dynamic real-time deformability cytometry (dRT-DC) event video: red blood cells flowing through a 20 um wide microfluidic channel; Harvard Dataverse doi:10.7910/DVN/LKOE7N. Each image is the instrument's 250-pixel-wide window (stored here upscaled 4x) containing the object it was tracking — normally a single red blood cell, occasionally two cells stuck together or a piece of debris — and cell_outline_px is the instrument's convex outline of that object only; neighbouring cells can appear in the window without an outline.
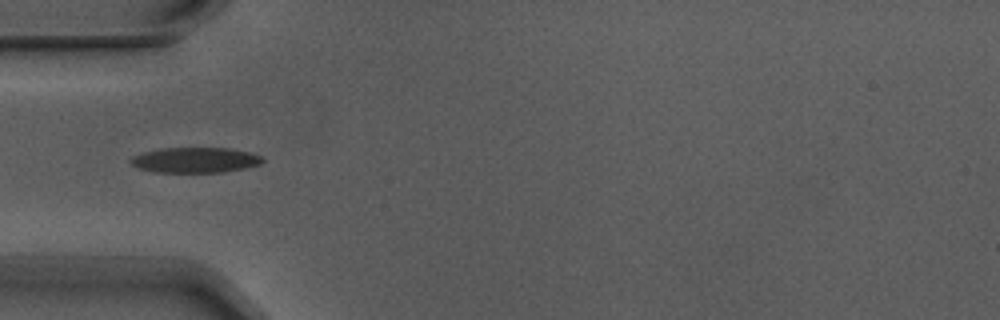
{"species": "Egyptian fruit bat (a non-hibernating species)", "species_latin": "Rousettus aegyptiacus", "temperature_condition": "warm", "stored_images_in_passage": 9, "camera_frame_rate_fps": 3000, "um_per_image_px": 0.085, "animal": {"sex": "male"}, "frame": {"image": 1, "passage_image": 4, "time_ms": 1.0, "image_size_px": [1000, 320], "cell_outline_px": [[264, 160], [260, 164], [244, 168], [224, 172], [152, 172], [140, 168], [132, 164], [128, 160], [132, 156], [144, 152], [160, 148], [232, 148], [248, 152], [260, 156]], "centroid_in_image_um": [16.57, 13.6], "position_along_channel_um": 68.4, "area_um2": 19.42}}
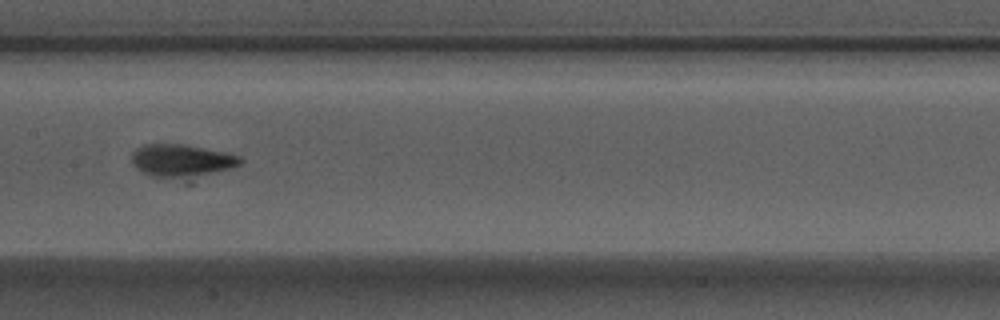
{"frame": {"image": 2, "passage_image": 7, "time_ms": 2.0, "image_size_px": [1000, 320], "cell_outline_px": [[244, 160], [240, 164], [188, 184], [152, 176], [136, 168], [132, 164], [132, 152], [136, 148], [144, 144], [184, 144], [224, 152], [240, 156]], "centroid_in_image_um": [15.46, 13.74], "position_along_channel_um": 191.9, "area_um2": 22.02}}
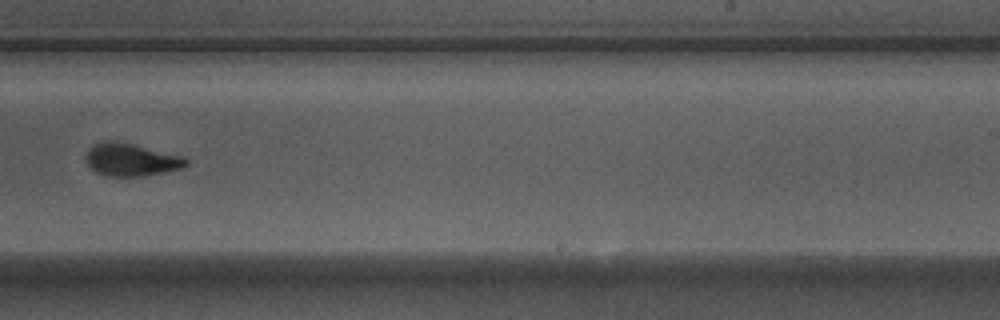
{"frame": {"image": 3, "passage_image": 9, "time_ms": 2.667, "image_size_px": [1000, 320], "cell_outline_px": [[188, 164], [180, 168], [144, 176], [104, 176], [96, 172], [84, 160], [84, 156], [88, 148], [104, 140], [112, 140], [132, 144], [184, 156], [188, 160]], "centroid_in_image_um": [11.1, 13.57], "position_along_channel_um": 277.9, "area_um2": 19.07}}